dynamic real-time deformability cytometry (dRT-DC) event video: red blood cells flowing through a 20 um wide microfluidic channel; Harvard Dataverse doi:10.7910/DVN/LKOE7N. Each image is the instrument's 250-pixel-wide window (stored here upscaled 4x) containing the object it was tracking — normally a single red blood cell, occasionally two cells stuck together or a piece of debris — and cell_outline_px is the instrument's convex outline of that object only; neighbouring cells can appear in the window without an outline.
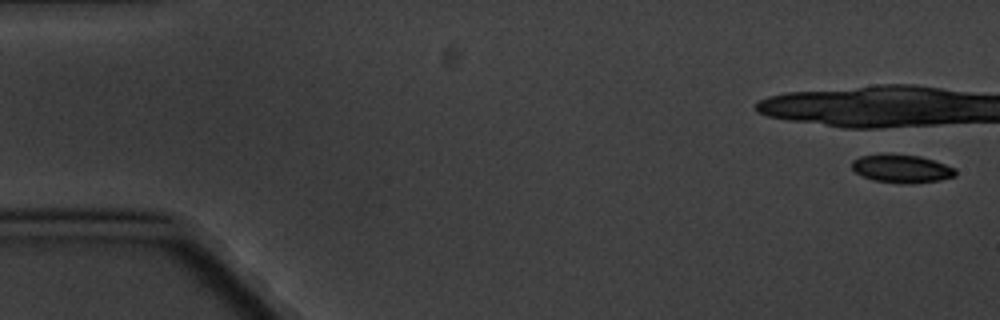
{"species": "common noctule bat (a hibernating species)", "species_latin": "Nyctalus noctula", "temperature_condition": "cold", "stored_images_in_passage": 6, "camera_frame_rate_fps": 3000, "um_per_image_px": 0.085, "animal": {"sex": "male", "body_mass_g": 20.1, "forearm_length_mm": 53.5}, "frame": {"image": 1, "passage_image": 1, "time_ms": 0.0, "image_size_px": [1000, 320], "cell_outline_px": [[956, 176], [940, 180], [912, 184], [904, 184], [872, 180], [856, 172], [852, 168], [852, 160], [860, 156], [884, 152], [920, 156], [956, 168]], "centroid_in_image_um": [76.62, 14.32], "position_along_channel_um": 8.4, "area_um2": 17.34}}